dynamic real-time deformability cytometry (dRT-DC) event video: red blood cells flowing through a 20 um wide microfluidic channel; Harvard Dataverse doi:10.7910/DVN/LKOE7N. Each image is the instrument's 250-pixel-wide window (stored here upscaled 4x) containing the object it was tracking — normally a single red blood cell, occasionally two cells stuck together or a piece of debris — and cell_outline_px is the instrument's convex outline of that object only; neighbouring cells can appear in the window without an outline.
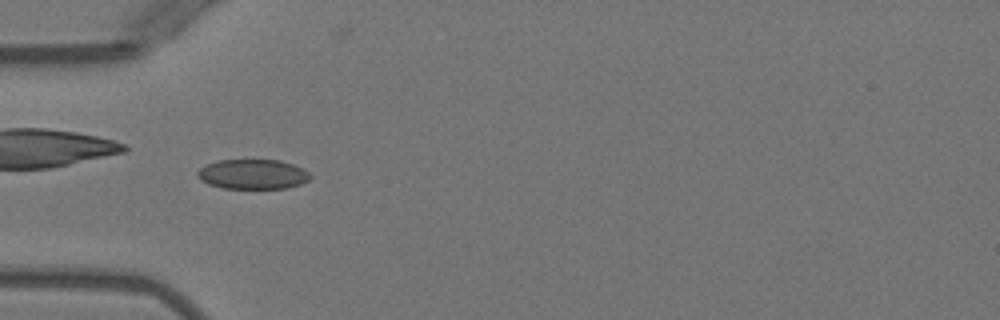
{"species": "Egyptian fruit bat (a non-hibernating species)", "species_latin": "Rousettus aegyptiacus", "temperature_condition": "warm", "stored_images_in_passage": 5, "camera_frame_rate_fps": 3000, "um_per_image_px": 0.085, "animal": {"sex": "female"}, "frame": {"image": 1, "passage_image": 3, "time_ms": 3.0, "image_size_px": [1000, 320], "cell_outline_px": [[312, 176], [308, 180], [300, 184], [284, 188], [224, 188], [208, 184], [200, 180], [196, 176], [196, 172], [200, 168], [216, 160], [280, 160], [304, 168]], "centroid_in_image_um": [21.47, 14.8], "position_along_channel_um": 63.5, "area_um2": 19.59}}
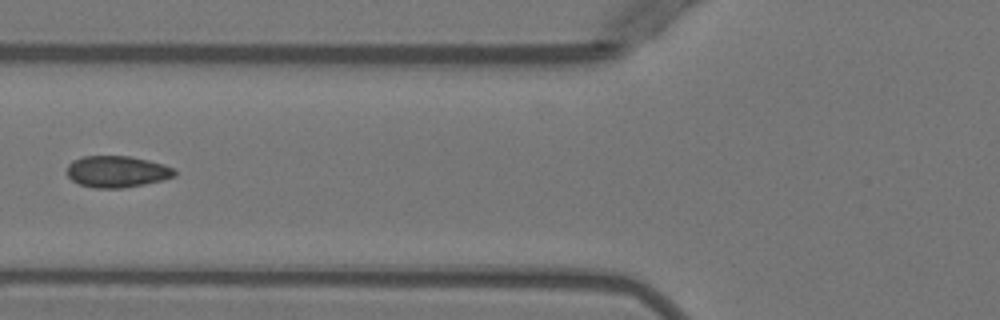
{"frame": {"image": 2, "passage_image": 4, "time_ms": 4.333, "image_size_px": [1000, 320], "cell_outline_px": [[176, 176], [164, 180], [124, 188], [96, 188], [80, 184], [72, 180], [68, 176], [68, 164], [72, 160], [84, 156], [128, 156], [148, 160], [164, 164], [172, 168], [176, 172]], "centroid_in_image_um": [9.96, 14.59], "position_along_channel_um": 115.8, "area_um2": 19.77}}
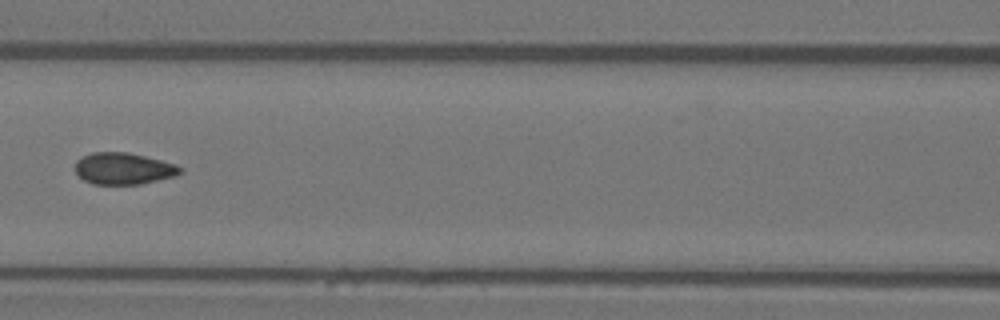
{"frame": {"image": 3, "passage_image": 5, "time_ms": 5.333, "image_size_px": [1000, 320], "cell_outline_px": [[184, 172], [176, 176], [140, 184], [92, 184], [84, 180], [76, 172], [76, 160], [92, 152], [128, 152], [176, 164], [184, 168]], "centroid_in_image_um": [10.54, 14.33], "position_along_channel_um": 156.1, "area_um2": 19.42}}